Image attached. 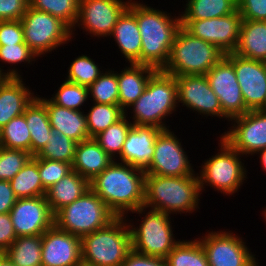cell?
<instances>
[{
  "label": "cell",
  "mask_w": 266,
  "mask_h": 266,
  "mask_svg": "<svg viewBox=\"0 0 266 266\" xmlns=\"http://www.w3.org/2000/svg\"><path fill=\"white\" fill-rule=\"evenodd\" d=\"M145 175L141 169L113 160L90 181V189L116 217H126L143 206Z\"/></svg>",
  "instance_id": "1"
},
{
  "label": "cell",
  "mask_w": 266,
  "mask_h": 266,
  "mask_svg": "<svg viewBox=\"0 0 266 266\" xmlns=\"http://www.w3.org/2000/svg\"><path fill=\"white\" fill-rule=\"evenodd\" d=\"M135 0V17L141 35V64L163 70L168 63L172 45L182 27L180 13L164 11ZM173 14V16H172Z\"/></svg>",
  "instance_id": "2"
},
{
  "label": "cell",
  "mask_w": 266,
  "mask_h": 266,
  "mask_svg": "<svg viewBox=\"0 0 266 266\" xmlns=\"http://www.w3.org/2000/svg\"><path fill=\"white\" fill-rule=\"evenodd\" d=\"M201 194L197 173L181 177L146 174L143 206L169 215H191L200 210Z\"/></svg>",
  "instance_id": "3"
},
{
  "label": "cell",
  "mask_w": 266,
  "mask_h": 266,
  "mask_svg": "<svg viewBox=\"0 0 266 266\" xmlns=\"http://www.w3.org/2000/svg\"><path fill=\"white\" fill-rule=\"evenodd\" d=\"M178 107L175 76L157 70L148 80L142 95L125 111V115L128 119L132 118V124L164 130L170 128L166 120L178 112Z\"/></svg>",
  "instance_id": "4"
},
{
  "label": "cell",
  "mask_w": 266,
  "mask_h": 266,
  "mask_svg": "<svg viewBox=\"0 0 266 266\" xmlns=\"http://www.w3.org/2000/svg\"><path fill=\"white\" fill-rule=\"evenodd\" d=\"M132 250L131 232L125 217L81 238L83 266H120Z\"/></svg>",
  "instance_id": "5"
},
{
  "label": "cell",
  "mask_w": 266,
  "mask_h": 266,
  "mask_svg": "<svg viewBox=\"0 0 266 266\" xmlns=\"http://www.w3.org/2000/svg\"><path fill=\"white\" fill-rule=\"evenodd\" d=\"M134 213L141 220L131 219L129 215L125 217L131 232L132 249L144 255L165 259L181 241V239H175L176 235L173 234L172 216L145 206L134 210L132 214ZM134 219L140 222L135 223Z\"/></svg>",
  "instance_id": "6"
},
{
  "label": "cell",
  "mask_w": 266,
  "mask_h": 266,
  "mask_svg": "<svg viewBox=\"0 0 266 266\" xmlns=\"http://www.w3.org/2000/svg\"><path fill=\"white\" fill-rule=\"evenodd\" d=\"M219 139L217 153L202 161L201 166H197L201 168L198 169L197 174L201 192L206 193L205 187L210 186L214 191L231 197L240 191L239 189L248 179L247 164L244 165L243 155L234 150L221 136Z\"/></svg>",
  "instance_id": "7"
},
{
  "label": "cell",
  "mask_w": 266,
  "mask_h": 266,
  "mask_svg": "<svg viewBox=\"0 0 266 266\" xmlns=\"http://www.w3.org/2000/svg\"><path fill=\"white\" fill-rule=\"evenodd\" d=\"M224 55L212 43L192 36L181 27L175 36L168 63L162 71L175 77L205 75Z\"/></svg>",
  "instance_id": "8"
},
{
  "label": "cell",
  "mask_w": 266,
  "mask_h": 266,
  "mask_svg": "<svg viewBox=\"0 0 266 266\" xmlns=\"http://www.w3.org/2000/svg\"><path fill=\"white\" fill-rule=\"evenodd\" d=\"M116 216L91 189L54 214V225L82 238L106 227Z\"/></svg>",
  "instance_id": "9"
},
{
  "label": "cell",
  "mask_w": 266,
  "mask_h": 266,
  "mask_svg": "<svg viewBox=\"0 0 266 266\" xmlns=\"http://www.w3.org/2000/svg\"><path fill=\"white\" fill-rule=\"evenodd\" d=\"M24 42L38 56L44 57L73 41L72 29L60 18L28 6L21 18Z\"/></svg>",
  "instance_id": "10"
},
{
  "label": "cell",
  "mask_w": 266,
  "mask_h": 266,
  "mask_svg": "<svg viewBox=\"0 0 266 266\" xmlns=\"http://www.w3.org/2000/svg\"><path fill=\"white\" fill-rule=\"evenodd\" d=\"M219 230H208L202 236H197L209 266H256L259 263L243 236L236 235L232 230Z\"/></svg>",
  "instance_id": "11"
},
{
  "label": "cell",
  "mask_w": 266,
  "mask_h": 266,
  "mask_svg": "<svg viewBox=\"0 0 266 266\" xmlns=\"http://www.w3.org/2000/svg\"><path fill=\"white\" fill-rule=\"evenodd\" d=\"M130 2L131 0H80L78 19L72 29V38L76 36L75 31L78 28L92 38H109L116 22L129 7Z\"/></svg>",
  "instance_id": "12"
},
{
  "label": "cell",
  "mask_w": 266,
  "mask_h": 266,
  "mask_svg": "<svg viewBox=\"0 0 266 266\" xmlns=\"http://www.w3.org/2000/svg\"><path fill=\"white\" fill-rule=\"evenodd\" d=\"M177 136L172 129H164L159 133L153 157L144 171L146 174L172 177L196 174L194 164L190 163L188 152L183 148L181 137L179 139Z\"/></svg>",
  "instance_id": "13"
},
{
  "label": "cell",
  "mask_w": 266,
  "mask_h": 266,
  "mask_svg": "<svg viewBox=\"0 0 266 266\" xmlns=\"http://www.w3.org/2000/svg\"><path fill=\"white\" fill-rule=\"evenodd\" d=\"M231 122V123H230ZM220 136L245 159L266 148V111L252 110L229 120Z\"/></svg>",
  "instance_id": "14"
},
{
  "label": "cell",
  "mask_w": 266,
  "mask_h": 266,
  "mask_svg": "<svg viewBox=\"0 0 266 266\" xmlns=\"http://www.w3.org/2000/svg\"><path fill=\"white\" fill-rule=\"evenodd\" d=\"M242 17L238 9L227 16L204 20H181L192 36L212 43L225 55L233 53L239 41Z\"/></svg>",
  "instance_id": "15"
},
{
  "label": "cell",
  "mask_w": 266,
  "mask_h": 266,
  "mask_svg": "<svg viewBox=\"0 0 266 266\" xmlns=\"http://www.w3.org/2000/svg\"><path fill=\"white\" fill-rule=\"evenodd\" d=\"M205 76L209 81L211 89L219 98L222 112L229 119L243 115L249 111L246 108L241 88L237 81L233 66V53L224 55Z\"/></svg>",
  "instance_id": "16"
},
{
  "label": "cell",
  "mask_w": 266,
  "mask_h": 266,
  "mask_svg": "<svg viewBox=\"0 0 266 266\" xmlns=\"http://www.w3.org/2000/svg\"><path fill=\"white\" fill-rule=\"evenodd\" d=\"M177 81L178 106H184L190 112L198 113L206 119L210 116L227 120L229 118L222 112L219 98L211 89L205 75H186L175 77ZM181 103V105H180Z\"/></svg>",
  "instance_id": "17"
},
{
  "label": "cell",
  "mask_w": 266,
  "mask_h": 266,
  "mask_svg": "<svg viewBox=\"0 0 266 266\" xmlns=\"http://www.w3.org/2000/svg\"><path fill=\"white\" fill-rule=\"evenodd\" d=\"M9 215L17 237L42 235L54 225L45 196L17 199Z\"/></svg>",
  "instance_id": "18"
},
{
  "label": "cell",
  "mask_w": 266,
  "mask_h": 266,
  "mask_svg": "<svg viewBox=\"0 0 266 266\" xmlns=\"http://www.w3.org/2000/svg\"><path fill=\"white\" fill-rule=\"evenodd\" d=\"M233 66L246 108L265 110L266 62L233 53Z\"/></svg>",
  "instance_id": "19"
},
{
  "label": "cell",
  "mask_w": 266,
  "mask_h": 266,
  "mask_svg": "<svg viewBox=\"0 0 266 266\" xmlns=\"http://www.w3.org/2000/svg\"><path fill=\"white\" fill-rule=\"evenodd\" d=\"M42 266H82L81 238L53 225L42 234Z\"/></svg>",
  "instance_id": "20"
},
{
  "label": "cell",
  "mask_w": 266,
  "mask_h": 266,
  "mask_svg": "<svg viewBox=\"0 0 266 266\" xmlns=\"http://www.w3.org/2000/svg\"><path fill=\"white\" fill-rule=\"evenodd\" d=\"M162 130L155 126L135 125L129 129L121 154L115 159L145 171L154 154V144Z\"/></svg>",
  "instance_id": "21"
},
{
  "label": "cell",
  "mask_w": 266,
  "mask_h": 266,
  "mask_svg": "<svg viewBox=\"0 0 266 266\" xmlns=\"http://www.w3.org/2000/svg\"><path fill=\"white\" fill-rule=\"evenodd\" d=\"M23 77H0V129L23 114L36 97Z\"/></svg>",
  "instance_id": "22"
},
{
  "label": "cell",
  "mask_w": 266,
  "mask_h": 266,
  "mask_svg": "<svg viewBox=\"0 0 266 266\" xmlns=\"http://www.w3.org/2000/svg\"><path fill=\"white\" fill-rule=\"evenodd\" d=\"M115 41L121 58L127 63L141 64V35L135 17V0H131L129 7L119 17L109 36ZM123 55V56H122Z\"/></svg>",
  "instance_id": "23"
},
{
  "label": "cell",
  "mask_w": 266,
  "mask_h": 266,
  "mask_svg": "<svg viewBox=\"0 0 266 266\" xmlns=\"http://www.w3.org/2000/svg\"><path fill=\"white\" fill-rule=\"evenodd\" d=\"M37 97L45 104L52 130L64 134L77 143L90 139L84 111H76L56 105L48 96L37 95Z\"/></svg>",
  "instance_id": "24"
},
{
  "label": "cell",
  "mask_w": 266,
  "mask_h": 266,
  "mask_svg": "<svg viewBox=\"0 0 266 266\" xmlns=\"http://www.w3.org/2000/svg\"><path fill=\"white\" fill-rule=\"evenodd\" d=\"M156 71L153 67L132 63L116 71L119 90L118 105L124 111H127L142 95L148 80Z\"/></svg>",
  "instance_id": "25"
},
{
  "label": "cell",
  "mask_w": 266,
  "mask_h": 266,
  "mask_svg": "<svg viewBox=\"0 0 266 266\" xmlns=\"http://www.w3.org/2000/svg\"><path fill=\"white\" fill-rule=\"evenodd\" d=\"M113 160L94 138H90L77 143L71 165L74 171L90 182L104 171Z\"/></svg>",
  "instance_id": "26"
},
{
  "label": "cell",
  "mask_w": 266,
  "mask_h": 266,
  "mask_svg": "<svg viewBox=\"0 0 266 266\" xmlns=\"http://www.w3.org/2000/svg\"><path fill=\"white\" fill-rule=\"evenodd\" d=\"M90 189V182L72 170L56 184L46 190V199L50 210L55 214L66 205L71 204Z\"/></svg>",
  "instance_id": "27"
},
{
  "label": "cell",
  "mask_w": 266,
  "mask_h": 266,
  "mask_svg": "<svg viewBox=\"0 0 266 266\" xmlns=\"http://www.w3.org/2000/svg\"><path fill=\"white\" fill-rule=\"evenodd\" d=\"M235 54L266 62V21L242 20Z\"/></svg>",
  "instance_id": "28"
},
{
  "label": "cell",
  "mask_w": 266,
  "mask_h": 266,
  "mask_svg": "<svg viewBox=\"0 0 266 266\" xmlns=\"http://www.w3.org/2000/svg\"><path fill=\"white\" fill-rule=\"evenodd\" d=\"M31 135V155H37L47 144L52 127L45 104L36 96L23 113Z\"/></svg>",
  "instance_id": "29"
},
{
  "label": "cell",
  "mask_w": 266,
  "mask_h": 266,
  "mask_svg": "<svg viewBox=\"0 0 266 266\" xmlns=\"http://www.w3.org/2000/svg\"><path fill=\"white\" fill-rule=\"evenodd\" d=\"M180 20H204L227 16L238 9L237 0H184Z\"/></svg>",
  "instance_id": "30"
},
{
  "label": "cell",
  "mask_w": 266,
  "mask_h": 266,
  "mask_svg": "<svg viewBox=\"0 0 266 266\" xmlns=\"http://www.w3.org/2000/svg\"><path fill=\"white\" fill-rule=\"evenodd\" d=\"M42 235L19 236L5 251L15 266H42Z\"/></svg>",
  "instance_id": "31"
},
{
  "label": "cell",
  "mask_w": 266,
  "mask_h": 266,
  "mask_svg": "<svg viewBox=\"0 0 266 266\" xmlns=\"http://www.w3.org/2000/svg\"><path fill=\"white\" fill-rule=\"evenodd\" d=\"M9 182L17 199L46 195L35 156Z\"/></svg>",
  "instance_id": "32"
},
{
  "label": "cell",
  "mask_w": 266,
  "mask_h": 266,
  "mask_svg": "<svg viewBox=\"0 0 266 266\" xmlns=\"http://www.w3.org/2000/svg\"><path fill=\"white\" fill-rule=\"evenodd\" d=\"M38 59V56L27 46L26 43L0 46V62L3 65H10L8 69L5 70L3 69L5 66H2L0 63V77H23V73L18 64L21 65L23 62L22 64L27 67V65H33Z\"/></svg>",
  "instance_id": "33"
},
{
  "label": "cell",
  "mask_w": 266,
  "mask_h": 266,
  "mask_svg": "<svg viewBox=\"0 0 266 266\" xmlns=\"http://www.w3.org/2000/svg\"><path fill=\"white\" fill-rule=\"evenodd\" d=\"M166 266H209L198 238L182 239L165 258Z\"/></svg>",
  "instance_id": "34"
},
{
  "label": "cell",
  "mask_w": 266,
  "mask_h": 266,
  "mask_svg": "<svg viewBox=\"0 0 266 266\" xmlns=\"http://www.w3.org/2000/svg\"><path fill=\"white\" fill-rule=\"evenodd\" d=\"M89 110H85L90 138H94L125 116L119 105L91 102ZM87 111V112H86Z\"/></svg>",
  "instance_id": "35"
},
{
  "label": "cell",
  "mask_w": 266,
  "mask_h": 266,
  "mask_svg": "<svg viewBox=\"0 0 266 266\" xmlns=\"http://www.w3.org/2000/svg\"><path fill=\"white\" fill-rule=\"evenodd\" d=\"M0 146L31 154V135L24 114L13 118L0 129Z\"/></svg>",
  "instance_id": "36"
},
{
  "label": "cell",
  "mask_w": 266,
  "mask_h": 266,
  "mask_svg": "<svg viewBox=\"0 0 266 266\" xmlns=\"http://www.w3.org/2000/svg\"><path fill=\"white\" fill-rule=\"evenodd\" d=\"M132 121L126 115L94 137V140L114 160L121 154Z\"/></svg>",
  "instance_id": "37"
},
{
  "label": "cell",
  "mask_w": 266,
  "mask_h": 266,
  "mask_svg": "<svg viewBox=\"0 0 266 266\" xmlns=\"http://www.w3.org/2000/svg\"><path fill=\"white\" fill-rule=\"evenodd\" d=\"M101 69V70H100ZM105 69L95 62L91 56L86 54L78 55L70 63L65 80L81 86L89 87L93 84Z\"/></svg>",
  "instance_id": "38"
},
{
  "label": "cell",
  "mask_w": 266,
  "mask_h": 266,
  "mask_svg": "<svg viewBox=\"0 0 266 266\" xmlns=\"http://www.w3.org/2000/svg\"><path fill=\"white\" fill-rule=\"evenodd\" d=\"M88 94L91 102L118 105V80L114 68H105L100 77L88 87Z\"/></svg>",
  "instance_id": "39"
},
{
  "label": "cell",
  "mask_w": 266,
  "mask_h": 266,
  "mask_svg": "<svg viewBox=\"0 0 266 266\" xmlns=\"http://www.w3.org/2000/svg\"><path fill=\"white\" fill-rule=\"evenodd\" d=\"M77 142L52 130L47 144L35 155L36 158L48 159L52 161H62L72 164Z\"/></svg>",
  "instance_id": "40"
},
{
  "label": "cell",
  "mask_w": 266,
  "mask_h": 266,
  "mask_svg": "<svg viewBox=\"0 0 266 266\" xmlns=\"http://www.w3.org/2000/svg\"><path fill=\"white\" fill-rule=\"evenodd\" d=\"M58 89V90H57ZM49 99L56 105L76 111H84L82 108L88 104V87L63 80ZM84 106V107H81Z\"/></svg>",
  "instance_id": "41"
},
{
  "label": "cell",
  "mask_w": 266,
  "mask_h": 266,
  "mask_svg": "<svg viewBox=\"0 0 266 266\" xmlns=\"http://www.w3.org/2000/svg\"><path fill=\"white\" fill-rule=\"evenodd\" d=\"M80 0H29V6L60 18L71 29L75 26Z\"/></svg>",
  "instance_id": "42"
},
{
  "label": "cell",
  "mask_w": 266,
  "mask_h": 266,
  "mask_svg": "<svg viewBox=\"0 0 266 266\" xmlns=\"http://www.w3.org/2000/svg\"><path fill=\"white\" fill-rule=\"evenodd\" d=\"M32 157L24 150L0 146V180L10 181Z\"/></svg>",
  "instance_id": "43"
},
{
  "label": "cell",
  "mask_w": 266,
  "mask_h": 266,
  "mask_svg": "<svg viewBox=\"0 0 266 266\" xmlns=\"http://www.w3.org/2000/svg\"><path fill=\"white\" fill-rule=\"evenodd\" d=\"M38 169L45 190L56 184L73 170L71 164L42 158H38Z\"/></svg>",
  "instance_id": "44"
},
{
  "label": "cell",
  "mask_w": 266,
  "mask_h": 266,
  "mask_svg": "<svg viewBox=\"0 0 266 266\" xmlns=\"http://www.w3.org/2000/svg\"><path fill=\"white\" fill-rule=\"evenodd\" d=\"M20 43H25L21 20L0 21V46Z\"/></svg>",
  "instance_id": "45"
},
{
  "label": "cell",
  "mask_w": 266,
  "mask_h": 266,
  "mask_svg": "<svg viewBox=\"0 0 266 266\" xmlns=\"http://www.w3.org/2000/svg\"><path fill=\"white\" fill-rule=\"evenodd\" d=\"M242 20L266 21V0H237Z\"/></svg>",
  "instance_id": "46"
},
{
  "label": "cell",
  "mask_w": 266,
  "mask_h": 266,
  "mask_svg": "<svg viewBox=\"0 0 266 266\" xmlns=\"http://www.w3.org/2000/svg\"><path fill=\"white\" fill-rule=\"evenodd\" d=\"M29 0H0V21L21 20Z\"/></svg>",
  "instance_id": "47"
},
{
  "label": "cell",
  "mask_w": 266,
  "mask_h": 266,
  "mask_svg": "<svg viewBox=\"0 0 266 266\" xmlns=\"http://www.w3.org/2000/svg\"><path fill=\"white\" fill-rule=\"evenodd\" d=\"M17 238L9 213L0 214V251H6Z\"/></svg>",
  "instance_id": "48"
},
{
  "label": "cell",
  "mask_w": 266,
  "mask_h": 266,
  "mask_svg": "<svg viewBox=\"0 0 266 266\" xmlns=\"http://www.w3.org/2000/svg\"><path fill=\"white\" fill-rule=\"evenodd\" d=\"M120 266H166V260L144 255L132 249Z\"/></svg>",
  "instance_id": "49"
},
{
  "label": "cell",
  "mask_w": 266,
  "mask_h": 266,
  "mask_svg": "<svg viewBox=\"0 0 266 266\" xmlns=\"http://www.w3.org/2000/svg\"><path fill=\"white\" fill-rule=\"evenodd\" d=\"M17 198L13 193L10 182L0 180V214L10 213Z\"/></svg>",
  "instance_id": "50"
},
{
  "label": "cell",
  "mask_w": 266,
  "mask_h": 266,
  "mask_svg": "<svg viewBox=\"0 0 266 266\" xmlns=\"http://www.w3.org/2000/svg\"><path fill=\"white\" fill-rule=\"evenodd\" d=\"M255 154H258L257 156L259 158V162L261 163L260 165H262L261 167H263V171L266 172V148L256 152Z\"/></svg>",
  "instance_id": "51"
},
{
  "label": "cell",
  "mask_w": 266,
  "mask_h": 266,
  "mask_svg": "<svg viewBox=\"0 0 266 266\" xmlns=\"http://www.w3.org/2000/svg\"><path fill=\"white\" fill-rule=\"evenodd\" d=\"M0 266H15L7 257L1 261Z\"/></svg>",
  "instance_id": "52"
},
{
  "label": "cell",
  "mask_w": 266,
  "mask_h": 266,
  "mask_svg": "<svg viewBox=\"0 0 266 266\" xmlns=\"http://www.w3.org/2000/svg\"><path fill=\"white\" fill-rule=\"evenodd\" d=\"M6 257V254L4 251H0V265H1V261Z\"/></svg>",
  "instance_id": "53"
},
{
  "label": "cell",
  "mask_w": 266,
  "mask_h": 266,
  "mask_svg": "<svg viewBox=\"0 0 266 266\" xmlns=\"http://www.w3.org/2000/svg\"><path fill=\"white\" fill-rule=\"evenodd\" d=\"M261 214H262L263 219L266 222V207H264V210H262Z\"/></svg>",
  "instance_id": "54"
}]
</instances>
